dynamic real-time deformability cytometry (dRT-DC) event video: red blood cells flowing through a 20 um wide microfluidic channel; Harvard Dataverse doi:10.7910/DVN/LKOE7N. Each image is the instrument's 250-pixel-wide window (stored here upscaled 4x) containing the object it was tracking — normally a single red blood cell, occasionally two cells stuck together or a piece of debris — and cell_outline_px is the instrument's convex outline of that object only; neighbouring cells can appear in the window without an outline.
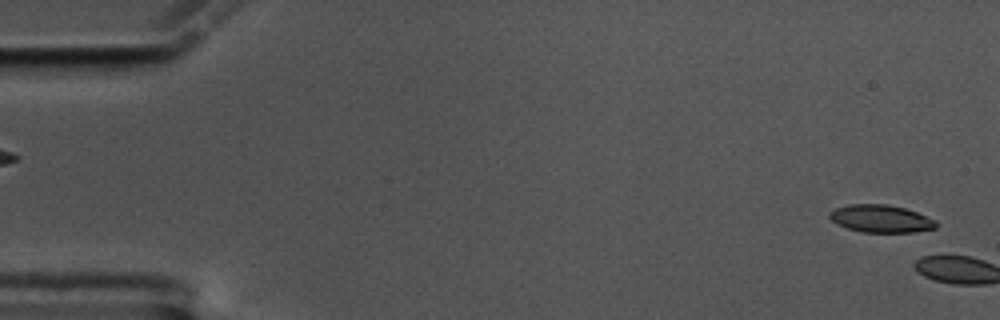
{"species": "common noctule bat (a hibernating species)", "species_latin": "Nyctalus noctula", "temperature_condition": "cold", "stored_images_in_passage": 4, "camera_frame_rate_fps": 3000, "um_per_image_px": 0.085, "animal": {"sex": "male", "body_mass_g": 17.5, "forearm_length_mm": 52.3}, "frame": {"image": 1, "passage_image": 2, "time_ms": 0.333, "image_size_px": [1000, 320], "cell_outline_px": [[936, 228], [912, 232], [864, 232], [848, 228], [836, 224], [828, 216], [828, 212], [836, 208], [848, 204], [888, 204], [904, 208], [916, 212], [936, 220]], "centroid_in_image_um": [74.84, 18.58], "position_along_channel_um": 10.2, "area_um2": 17.05}}